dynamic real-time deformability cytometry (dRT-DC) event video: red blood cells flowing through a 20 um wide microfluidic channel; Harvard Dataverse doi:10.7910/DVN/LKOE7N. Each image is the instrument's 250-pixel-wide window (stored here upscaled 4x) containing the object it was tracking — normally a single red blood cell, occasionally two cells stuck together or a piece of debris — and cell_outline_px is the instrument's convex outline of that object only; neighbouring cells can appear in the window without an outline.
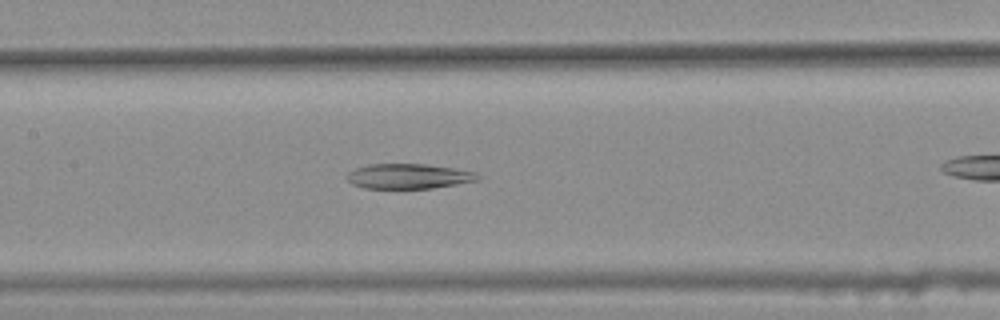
{"species": "common noctule bat (a hibernating species)", "species_latin": "Nyctalus noctula", "temperature_condition": "warm", "stored_images_in_passage": 40, "camera_frame_rate_fps": 3000, "um_per_image_px": 0.085, "animal": {"sex": "female", "body_mass_g": 25.1}, "frame": {"image": 1, "passage_image": 18, "time_ms": 5.667, "image_size_px": [1000, 320], "cell_outline_px": [[480, 180], [432, 188], [364, 188], [352, 184], [344, 176], [348, 172], [356, 168], [368, 164], [424, 164], [452, 168], [476, 172], [480, 176]], "centroid_in_image_um": [34.71, 14.98], "position_along_channel_um": 172.7, "area_um2": 19.02}}
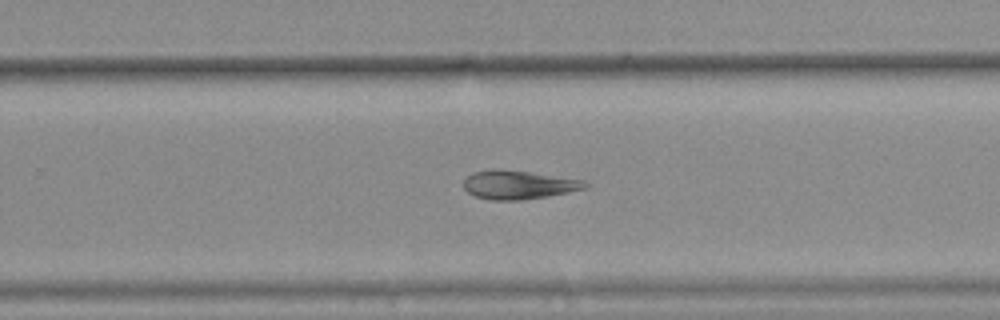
{"frame": {"image": 2, "passage_image": 27, "time_ms": 8.667, "image_size_px": [1000, 320], "cell_outline_px": [[588, 184], [584, 188], [568, 192], [548, 196], [524, 200], [488, 200], [476, 196], [468, 192], [464, 188], [464, 180], [472, 172], [492, 168], [500, 168], [584, 180]], "centroid_in_image_um": [44.02, 15.7], "position_along_channel_um": 285.8, "area_um2": 20.29}}
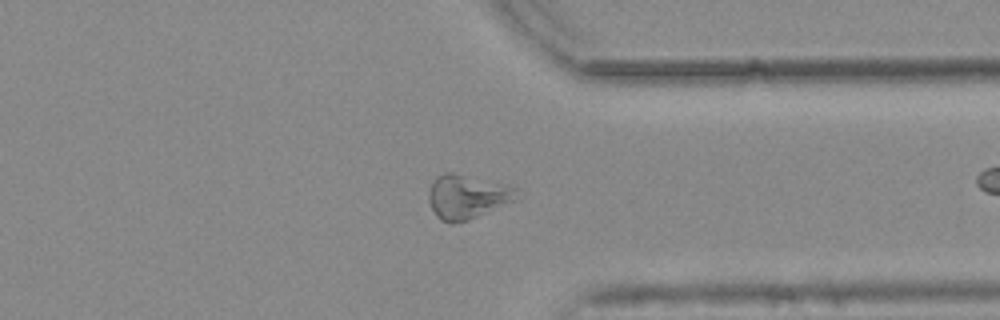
{"frame": {"image": 3, "passage_image": 34, "time_ms": 11.0, "image_size_px": [1000, 320], "cell_outline_px": [[516, 188], [512, 200], [468, 220], [452, 224], [440, 220], [436, 216], [428, 200], [428, 192], [432, 180], [436, 176], [444, 172], [452, 172], [508, 184]], "centroid_in_image_um": [39.6, 16.69], "position_along_channel_um": 371.8, "area_um2": 22.31}}